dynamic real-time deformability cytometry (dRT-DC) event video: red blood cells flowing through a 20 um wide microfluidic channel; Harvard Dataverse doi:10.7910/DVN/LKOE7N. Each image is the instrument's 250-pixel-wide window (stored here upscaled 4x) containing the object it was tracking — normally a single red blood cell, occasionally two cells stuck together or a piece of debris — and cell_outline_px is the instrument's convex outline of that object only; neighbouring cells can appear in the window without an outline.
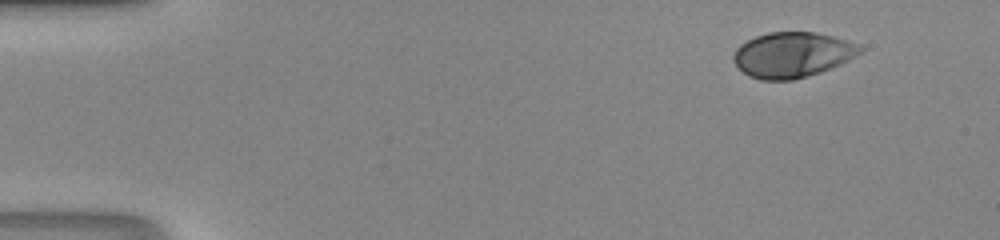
{"species": "human", "species_latin": "Homo sapiens", "temperature_condition": "room temperature", "stored_images_in_passage": 44, "camera_frame_rate_fps": 3000, "um_per_image_px": 0.085, "donor": {"sex": "male"}, "frame": {"image": 1, "passage_image": 1, "time_ms": 0.0, "image_size_px": [1000, 240], "cell_outline_px": [[864, 48], [856, 56], [832, 68], [808, 76], [792, 80], [760, 80], [748, 76], [732, 60], [732, 56], [736, 48], [740, 44], [756, 36], [768, 32], [816, 32], [832, 36], [860, 44]], "centroid_in_image_um": [67.35, 4.66], "position_along_channel_um": 17.7, "area_um2": 33.52}}
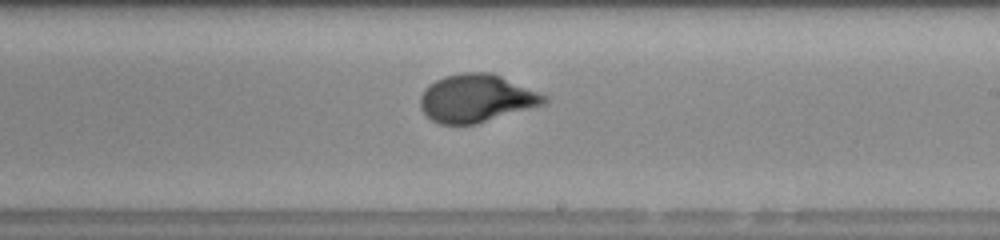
{"frame": {"image": 2, "passage_image": 25, "time_ms": 8.0, "image_size_px": [1000, 240], "cell_outline_px": [[548, 100], [544, 104], [476, 124], [440, 124], [432, 120], [420, 108], [420, 96], [424, 88], [428, 84], [444, 76], [460, 72], [492, 72], [548, 96]], "centroid_in_image_um": [40.47, 8.34], "position_along_channel_um": 248.5, "area_um2": 34.56}}
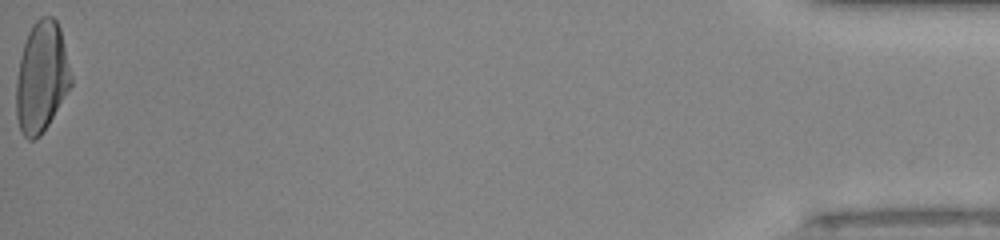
{"frame": {"image": 3, "passage_image": 44, "time_ms": 14.333, "image_size_px": [1000, 240], "cell_outline_px": [[72, 84], [48, 124], [40, 136], [32, 140], [28, 140], [20, 132], [16, 116], [16, 80], [20, 56], [28, 32], [32, 24], [40, 16], [52, 16], [56, 20], [60, 28], [72, 76]], "centroid_in_image_um": [3.52, 6.55], "position_along_channel_um": 431.7, "area_um2": 35.43}}